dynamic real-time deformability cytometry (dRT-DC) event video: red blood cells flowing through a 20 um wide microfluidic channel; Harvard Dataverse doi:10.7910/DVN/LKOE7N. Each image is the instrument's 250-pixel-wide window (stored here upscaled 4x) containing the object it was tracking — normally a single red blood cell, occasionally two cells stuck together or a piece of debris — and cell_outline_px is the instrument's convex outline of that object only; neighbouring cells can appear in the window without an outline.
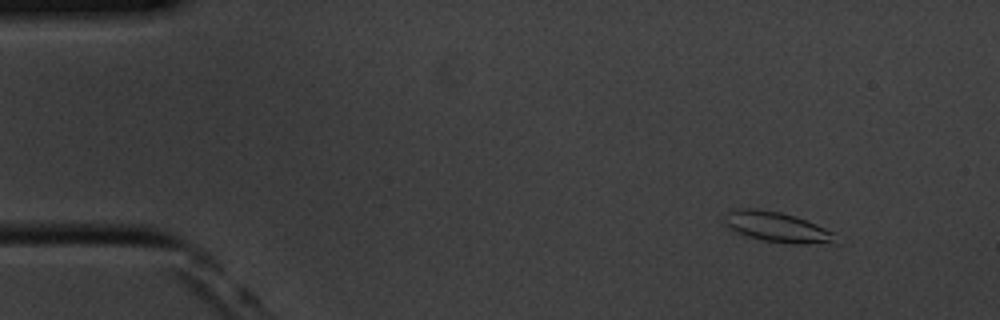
{"species": "common noctule bat (a hibernating species)", "species_latin": "Nyctalus noctula", "temperature_condition": "cold", "stored_images_in_passage": 27, "camera_frame_rate_fps": 3000, "um_per_image_px": 0.085, "animal": {"sex": "male", "body_mass_g": 20.1, "forearm_length_mm": 53.5}, "frame": {"image": 1, "passage_image": 6, "time_ms": 1.667, "image_size_px": [1000, 320], "cell_outline_px": [[840, 244], [788, 244], [764, 240], [748, 236], [736, 232], [724, 224], [724, 216], [728, 208], [756, 208], [780, 212], [796, 216], [836, 232]], "centroid_in_image_um": [66.11, 19.3], "position_along_channel_um": 18.9, "area_um2": 20.23}}
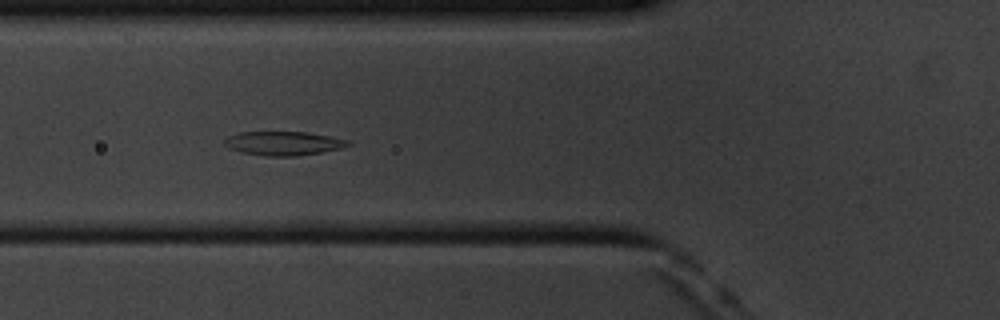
{"frame": {"image": 2, "passage_image": 21, "time_ms": 6.667, "image_size_px": [1000, 320], "cell_outline_px": [[352, 144], [344, 148], [296, 156], [264, 156], [240, 152], [228, 148], [224, 144], [224, 140], [228, 136], [236, 132], [308, 132], [352, 140]], "centroid_in_image_um": [24.11, 12.18], "position_along_channel_um": 101.7, "area_um2": 17.51}}
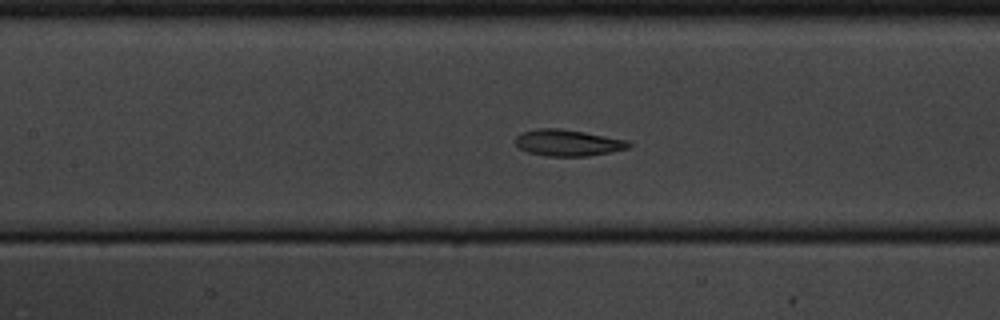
{"frame": {"image": 3, "passage_image": 26, "time_ms": 8.333, "image_size_px": [1000, 320], "cell_outline_px": [[632, 144], [628, 148], [612, 152], [588, 156], [544, 156], [528, 152], [520, 148], [516, 144], [516, 136], [520, 132], [536, 128], [560, 128], [584, 132], [628, 140]], "centroid_in_image_um": [48.26, 12.13], "position_along_channel_um": 159.1, "area_um2": 17.57}}